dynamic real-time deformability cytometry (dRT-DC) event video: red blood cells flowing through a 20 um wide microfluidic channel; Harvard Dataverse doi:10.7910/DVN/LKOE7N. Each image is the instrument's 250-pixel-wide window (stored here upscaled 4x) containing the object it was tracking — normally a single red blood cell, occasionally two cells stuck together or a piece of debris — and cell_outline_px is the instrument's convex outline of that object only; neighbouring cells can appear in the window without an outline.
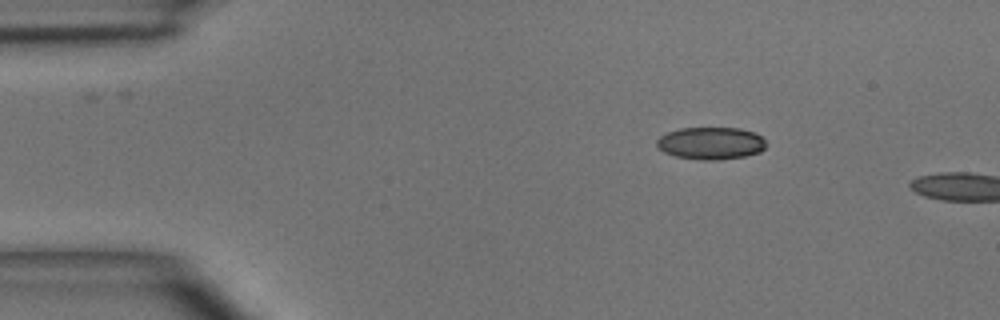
{"species": "common noctule bat (a hibernating species)", "species_latin": "Nyctalus noctula", "temperature_condition": "room temperature", "stored_images_in_passage": 2, "camera_frame_rate_fps": 3000, "um_per_image_px": 0.085, "animal": {"sex": "male", "body_mass_g": 15.6}, "frame": {"image": 1, "passage_image": 1, "time_ms": 0.0, "image_size_px": [1000, 320], "cell_outline_px": [[768, 144], [760, 152], [744, 156], [720, 160], [700, 160], [676, 156], [664, 152], [656, 148], [656, 140], [660, 136], [668, 132], [680, 128], [740, 128], [756, 132]], "centroid_in_image_um": [60.42, 12.17], "position_along_channel_um": 24.6, "area_um2": 20.81}}